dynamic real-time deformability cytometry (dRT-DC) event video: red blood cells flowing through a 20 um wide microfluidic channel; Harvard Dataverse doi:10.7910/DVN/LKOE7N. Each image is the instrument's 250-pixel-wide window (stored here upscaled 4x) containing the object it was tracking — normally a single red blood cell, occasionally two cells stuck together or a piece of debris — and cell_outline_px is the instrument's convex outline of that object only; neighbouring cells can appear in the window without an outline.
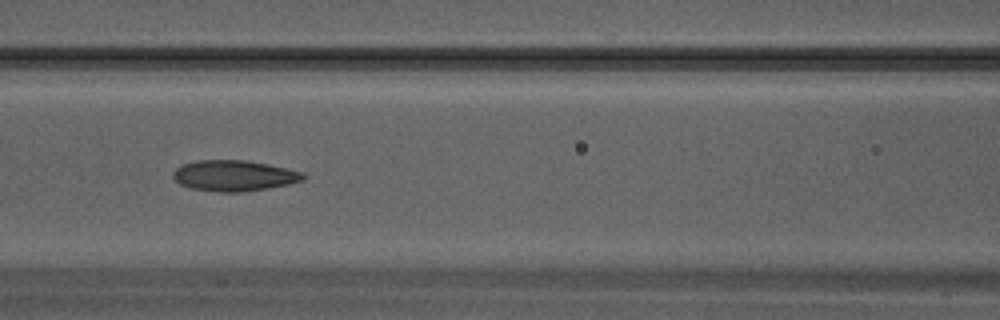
{"species": "Egyptian fruit bat (a non-hibernating species)", "species_latin": "Rousettus aegyptiacus", "temperature_condition": "warm", "stored_images_in_passage": 28, "camera_frame_rate_fps": 3000, "um_per_image_px": 0.085, "animal": {"sex": "male"}, "frame": {"image": 1, "passage_image": 9, "time_ms": 2.667, "image_size_px": [1000, 320], "cell_outline_px": [[308, 176], [304, 180], [288, 184], [268, 188], [240, 192], [216, 192], [192, 188], [180, 184], [172, 176], [172, 172], [180, 164], [196, 160], [244, 160], [268, 164], [304, 172]], "centroid_in_image_um": [19.9, 14.92], "position_along_channel_um": 146.7, "area_um2": 23.52}}
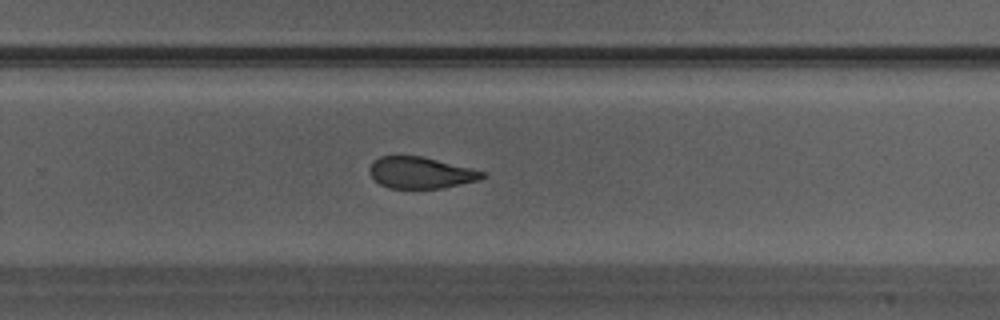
{"frame": {"image": 2, "passage_image": 16, "time_ms": 5.0, "image_size_px": [1000, 320], "cell_outline_px": [[488, 176], [476, 180], [440, 188], [388, 188], [380, 184], [368, 172], [368, 168], [372, 160], [380, 156], [420, 156], [472, 168], [484, 172]], "centroid_in_image_um": [35.7, 14.67], "position_along_channel_um": 294.1, "area_um2": 20.52}}